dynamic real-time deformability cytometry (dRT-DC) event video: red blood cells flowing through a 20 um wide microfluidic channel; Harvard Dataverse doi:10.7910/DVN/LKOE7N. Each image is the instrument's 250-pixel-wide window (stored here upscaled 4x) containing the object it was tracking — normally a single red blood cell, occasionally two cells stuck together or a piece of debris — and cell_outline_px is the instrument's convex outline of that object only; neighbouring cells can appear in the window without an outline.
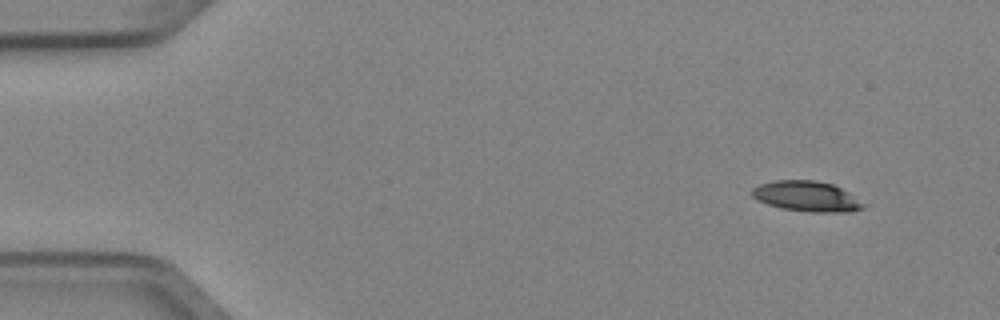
{"species": "Egyptian fruit bat (a non-hibernating species)", "species_latin": "Rousettus aegyptiacus", "temperature_condition": "cold", "stored_images_in_passage": 4, "camera_frame_rate_fps": 3000, "um_per_image_px": 0.085, "animal": {"sex": "female"}, "frame": {"image": 1, "passage_image": 1, "time_ms": 0.0, "image_size_px": [1000, 320], "cell_outline_px": [[868, 204], [864, 208], [852, 212], [812, 212], [780, 208], [756, 200], [752, 196], [752, 188], [760, 184], [772, 180], [816, 180], [832, 184], [848, 192]], "centroid_in_image_um": [68.6, 16.69], "position_along_channel_um": 16.4, "area_um2": 19.94}}
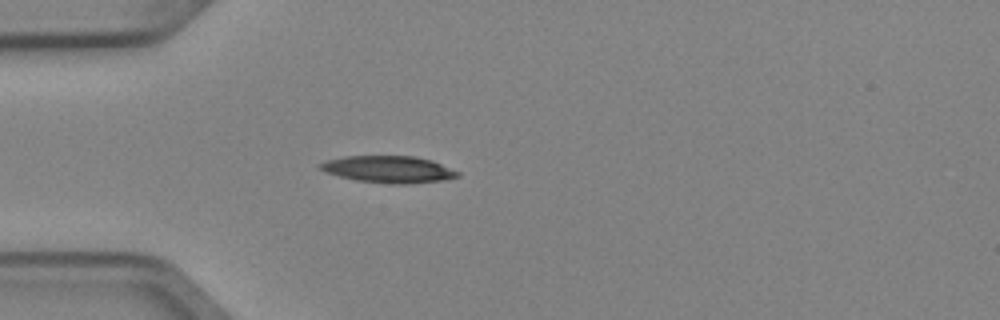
{"frame": {"image": 2, "passage_image": 4, "time_ms": 1.0, "image_size_px": [1000, 320], "cell_outline_px": [[460, 176], [444, 180], [404, 184], [392, 184], [356, 180], [324, 172], [316, 164], [328, 160], [344, 156], [412, 156], [432, 160], [460, 172]], "centroid_in_image_um": [33.02, 14.39], "position_along_channel_um": 52.0, "area_um2": 21.5}}